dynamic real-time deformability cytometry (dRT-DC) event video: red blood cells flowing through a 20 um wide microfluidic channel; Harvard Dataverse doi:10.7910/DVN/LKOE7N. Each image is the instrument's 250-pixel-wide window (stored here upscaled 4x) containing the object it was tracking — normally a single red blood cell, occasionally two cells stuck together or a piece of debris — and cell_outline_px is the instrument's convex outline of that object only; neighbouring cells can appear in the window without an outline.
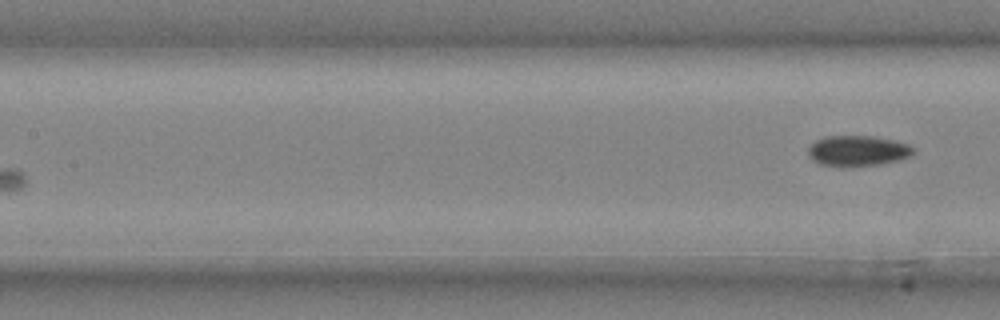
{"species": "common noctule bat (a hibernating species)", "species_latin": "Nyctalus noctula", "temperature_condition": "cold", "stored_images_in_passage": 6, "segment_of_instrument_passage": [2, 2], "camera_frame_rate_fps": 3000, "um_per_image_px": 0.085, "animal": {"sex": "male", "body_mass_g": 20.4}, "frame": {"image": 1, "passage_image": 6, "time_ms": 1.667, "image_size_px": [1000, 320], "cell_outline_px": [[916, 152], [912, 156], [880, 164], [848, 168], [840, 168], [820, 164], [812, 160], [808, 156], [808, 148], [816, 140], [824, 136], [872, 136], [896, 140], [908, 144], [916, 148]], "centroid_in_image_um": [72.91, 12.84], "position_along_channel_um": 134.5, "area_um2": 19.31}}